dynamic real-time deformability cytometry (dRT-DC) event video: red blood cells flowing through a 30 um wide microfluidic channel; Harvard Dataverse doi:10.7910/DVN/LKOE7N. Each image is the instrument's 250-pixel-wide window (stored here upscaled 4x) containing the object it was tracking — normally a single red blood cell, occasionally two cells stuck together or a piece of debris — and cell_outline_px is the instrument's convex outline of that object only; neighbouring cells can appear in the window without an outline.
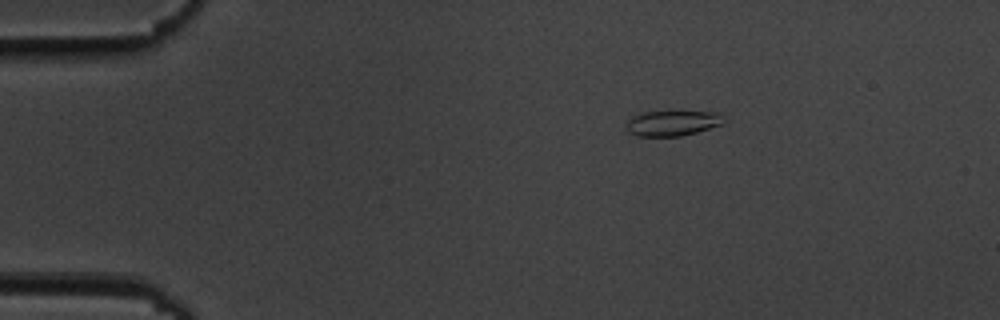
{"species": "common noctule bat (a hibernating species)", "species_latin": "Nyctalus noctula", "temperature_condition": "cold", "stored_images_in_passage": 46, "camera_frame_rate_fps": 3000, "um_per_image_px": 0.085, "animal": {"sex": "male", "body_mass_g": 19.5, "forearm_length_mm": 54.6}, "frame": {"image": 1, "passage_image": 1, "time_ms": 0.0, "image_size_px": [1000, 320], "cell_outline_px": [[724, 120], [720, 124], [696, 132], [680, 136], [636, 136], [628, 132], [624, 128], [628, 120], [632, 116], [644, 112], [716, 112]], "centroid_in_image_um": [57.05, 10.48], "position_along_channel_um": 28.0, "area_um2": 14.1}}
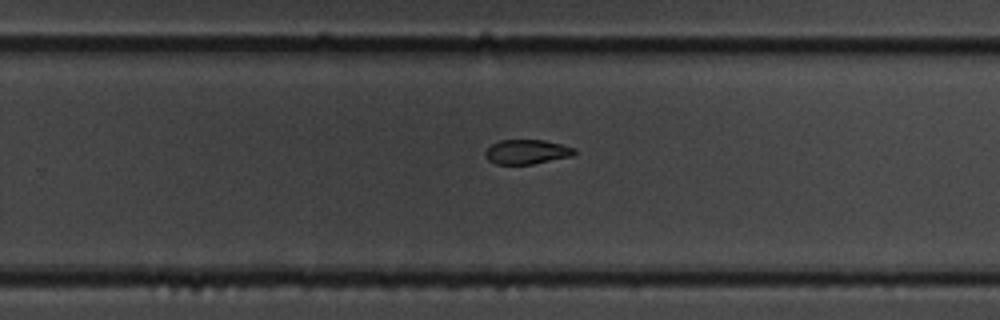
{"frame": {"image": 2, "passage_image": 27, "time_ms": 8.667, "image_size_px": [1000, 320], "cell_outline_px": [[576, 152], [572, 156], [532, 164], [496, 164], [488, 160], [484, 156], [484, 152], [492, 144], [500, 140], [544, 140], [576, 148]], "centroid_in_image_um": [44.77, 12.91], "position_along_channel_um": 285.0, "area_um2": 12.72}}
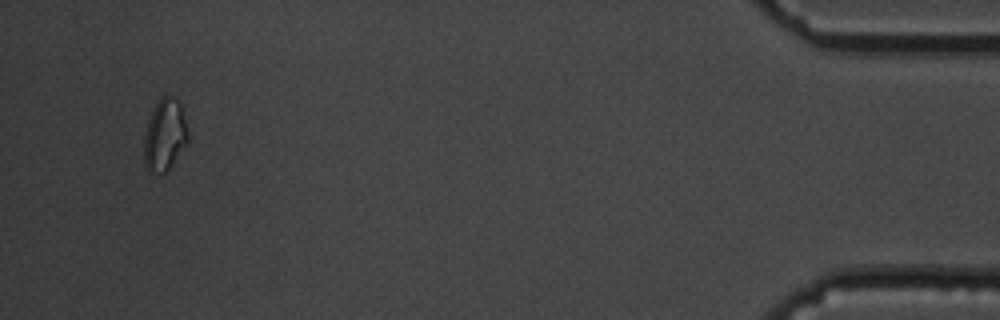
{"frame": {"image": 3, "passage_image": 44, "time_ms": 14.333, "image_size_px": [1000, 320], "cell_outline_px": [[188, 140], [168, 168], [164, 172], [148, 172], [144, 164], [144, 136], [148, 120], [160, 96], [164, 92], [168, 92], [176, 96], [180, 100], [188, 132]], "centroid_in_image_um": [14.0, 11.37], "position_along_channel_um": 421.2, "area_um2": 18.5}, "authors_computed_cell_mechanics": {"area_um2": 14.45, "velocity_mm_per_s": 3.6877, "shape_relaxation_time_tau1_ms": 2.1019, "shape_relaxation_time_tau2_ms": 5.4633, "deformation_change_tau1": 0.0796, "deformation_change_tau2": 0.0808}}